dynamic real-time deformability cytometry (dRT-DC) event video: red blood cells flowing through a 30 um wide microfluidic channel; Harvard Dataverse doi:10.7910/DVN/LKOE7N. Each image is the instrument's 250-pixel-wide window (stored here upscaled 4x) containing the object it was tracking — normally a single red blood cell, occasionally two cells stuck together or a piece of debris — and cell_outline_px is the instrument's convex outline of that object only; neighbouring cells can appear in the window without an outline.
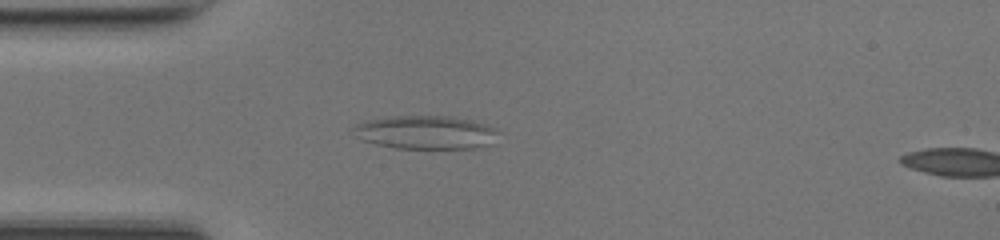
{"species": "common noctule bat (a hibernating species)", "species_latin": "Nyctalus noctula", "temperature_condition": "room temperature", "stored_images_in_passage": 46, "camera_frame_rate_fps": 3000, "um_per_image_px": 0.085, "animal": {"sex": "female", "body_mass_g": 17.0, "forearm_length_mm": 48.0}, "frame": {"image": 1, "passage_image": 13, "time_ms": 4.0, "image_size_px": [1000, 240], "cell_outline_px": [[500, 132], [488, 144], [472, 148], [396, 148], [376, 144], [364, 140], [352, 128], [356, 124], [368, 120], [384, 116], [448, 116], [472, 120], [496, 128]], "centroid_in_image_um": [36.19, 11.23], "position_along_channel_um": 48.8, "area_um2": 27.92}}
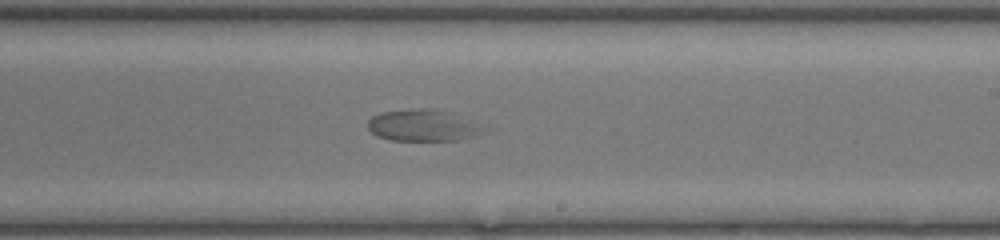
{"frame": {"image": 2, "passage_image": 29, "time_ms": 9.333, "image_size_px": [1000, 240], "cell_outline_px": [[480, 132], [472, 136], [460, 140], [392, 140], [376, 136], [368, 128], [368, 120], [372, 116], [380, 112], [416, 108], [432, 108], [452, 112], [476, 128]], "centroid_in_image_um": [35.74, 10.65], "position_along_channel_um": 253.3, "area_um2": 20.52}}
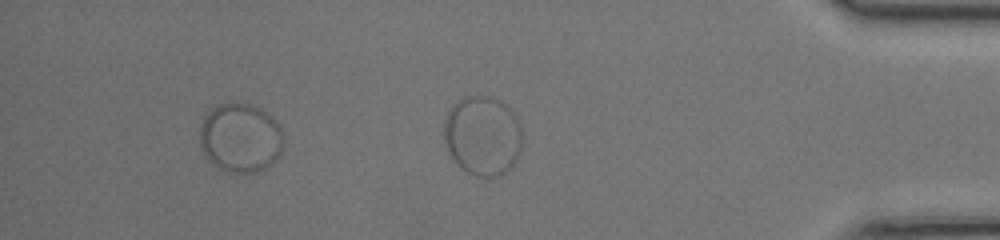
{"frame": {"image": 3, "passage_image": 42, "time_ms": 13.667, "image_size_px": [1000, 240], "cell_outline_px": [[284, 140], [280, 156], [272, 164], [256, 172], [228, 172], [220, 168], [208, 160], [200, 144], [200, 124], [204, 116], [216, 104], [252, 104], [268, 112], [276, 120], [284, 136]], "centroid_in_image_um": [20.46, 11.71], "position_along_channel_um": 414.7, "area_um2": 33.93}}